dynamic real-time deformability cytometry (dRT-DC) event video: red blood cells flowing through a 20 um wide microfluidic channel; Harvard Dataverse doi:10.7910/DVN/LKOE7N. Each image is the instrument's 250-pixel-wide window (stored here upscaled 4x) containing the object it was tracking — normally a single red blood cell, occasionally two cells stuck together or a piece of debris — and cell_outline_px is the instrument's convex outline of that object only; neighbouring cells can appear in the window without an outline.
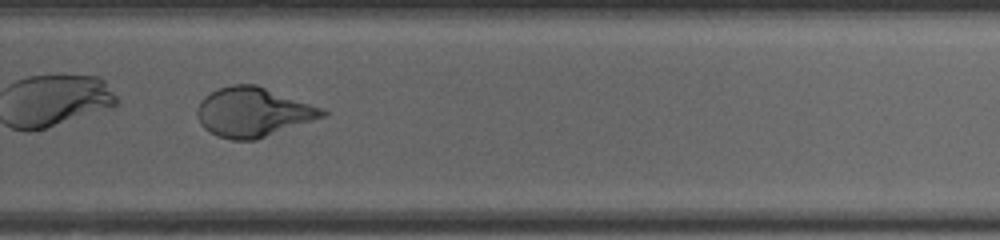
{"species": "human", "species_latin": "Homo sapiens", "temperature_condition": "cold", "stored_images_in_passage": 27, "camera_frame_rate_fps": 3000, "um_per_image_px": 0.085, "donor": {"sex": "female"}, "frame": {"image": 1, "passage_image": 20, "time_ms": 6.333, "image_size_px": [1000, 240], "cell_outline_px": [[328, 116], [256, 140], [232, 140], [216, 136], [204, 128], [200, 124], [196, 116], [196, 108], [200, 100], [204, 96], [216, 88], [232, 84], [256, 84], [320, 108], [328, 112]], "centroid_in_image_um": [21.46, 9.54], "position_along_channel_um": 308.3, "area_um2": 36.3}, "authors_computed_cell_mechanics": {"area_um2": 34.6222, "velocity_mm_per_s": 4.1917, "shape_relaxation_time_tau1_ms": 6.0448, "shape_relaxation_time_tau2_ms": null, "deformation_change_tau1": 0.2434, "deformation_change_tau2": null}}